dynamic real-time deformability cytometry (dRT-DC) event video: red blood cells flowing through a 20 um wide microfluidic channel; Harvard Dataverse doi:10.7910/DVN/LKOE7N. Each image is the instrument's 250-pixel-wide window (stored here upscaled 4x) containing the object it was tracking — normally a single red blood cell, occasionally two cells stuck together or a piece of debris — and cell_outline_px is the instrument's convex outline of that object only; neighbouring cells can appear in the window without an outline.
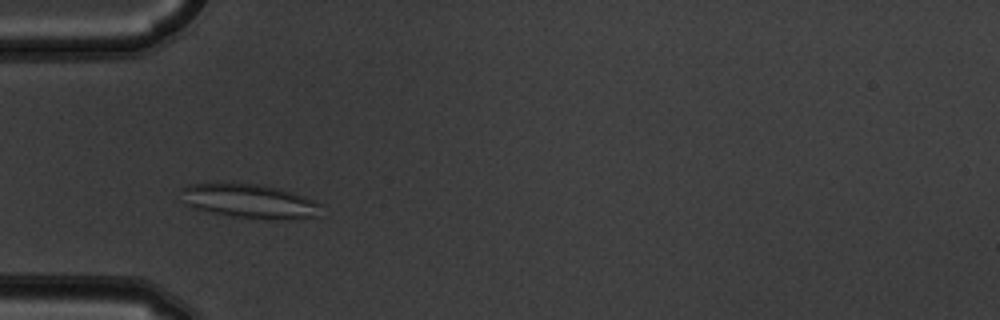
{"species": "common noctule bat (a hibernating species)", "species_latin": "Nyctalus noctula", "temperature_condition": "warm", "stored_images_in_passage": 3, "camera_frame_rate_fps": 3000, "um_per_image_px": 0.085, "animal": {"sex": "male", "body_mass_g": 19.5, "forearm_length_mm": 54.6}, "frame": {"image": 1, "passage_image": 2, "time_ms": 0.333, "image_size_px": [1000, 320], "cell_outline_px": [[320, 204], [316, 216], [288, 220], [268, 220], [232, 216], [192, 208], [184, 204], [180, 188], [188, 184], [264, 184], [280, 188], [316, 200]], "centroid_in_image_um": [21.21, 17.11], "position_along_channel_um": 63.8, "area_um2": 27.92}}
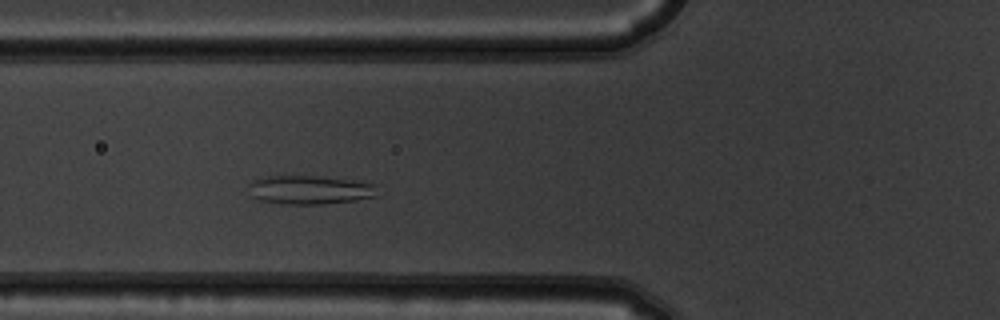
{"frame": {"image": 2, "passage_image": 3, "time_ms": 0.667, "image_size_px": [1000, 320], "cell_outline_px": [[376, 196], [356, 200], [320, 204], [284, 204], [260, 200], [248, 196], [248, 184], [252, 180], [260, 176], [316, 176], [360, 180], [376, 184]], "centroid_in_image_um": [26.28, 16.12], "position_along_channel_um": 99.5, "area_um2": 22.02}}